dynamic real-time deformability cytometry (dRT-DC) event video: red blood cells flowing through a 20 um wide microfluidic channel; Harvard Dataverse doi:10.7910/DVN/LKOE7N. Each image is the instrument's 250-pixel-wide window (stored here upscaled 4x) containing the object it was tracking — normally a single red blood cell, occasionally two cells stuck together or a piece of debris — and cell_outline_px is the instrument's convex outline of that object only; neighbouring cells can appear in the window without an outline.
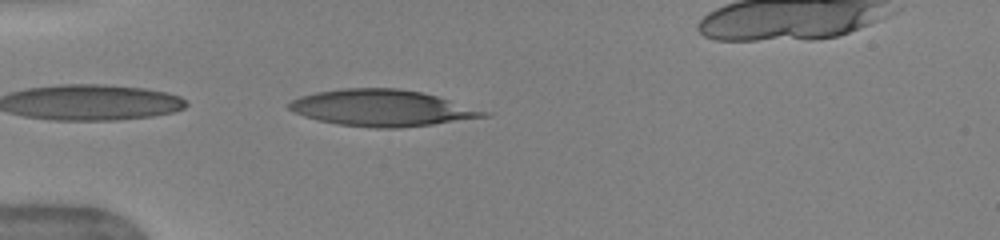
{"species": "human", "species_latin": "Homo sapiens", "temperature_condition": "warm", "stored_images_in_passage": 18, "camera_frame_rate_fps": 3000, "um_per_image_px": 0.085, "donor": {"sex": "female"}, "frame": {"image": 1, "passage_image": 1, "time_ms": 0.0, "image_size_px": [1000, 240], "cell_outline_px": [[488, 116], [432, 124], [400, 128], [376, 128], [340, 124], [320, 120], [304, 116], [288, 108], [288, 104], [292, 100], [300, 96], [316, 92], [340, 88], [396, 88], [420, 92], [436, 96], [488, 112]], "centroid_in_image_um": [32.42, 9.17], "position_along_channel_um": 52.6, "area_um2": 40.63}}